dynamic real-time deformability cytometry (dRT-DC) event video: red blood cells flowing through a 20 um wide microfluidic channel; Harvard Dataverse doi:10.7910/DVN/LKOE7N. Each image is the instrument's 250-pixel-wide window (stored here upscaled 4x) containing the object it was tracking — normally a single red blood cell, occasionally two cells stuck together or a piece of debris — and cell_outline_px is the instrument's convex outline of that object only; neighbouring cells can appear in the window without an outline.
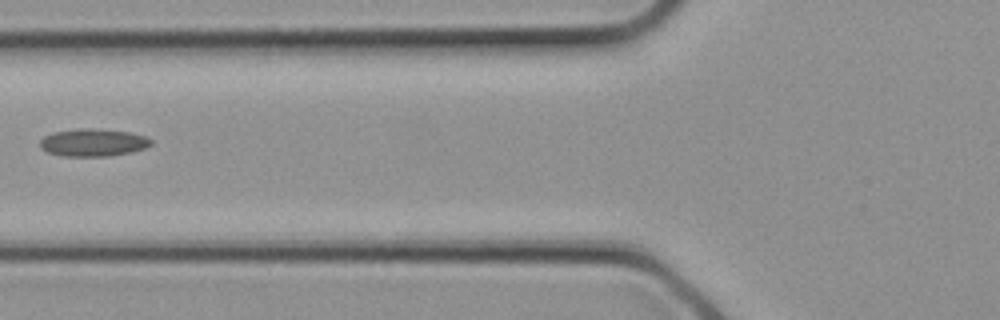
{"species": "common noctule bat (a hibernating species)", "species_latin": "Nyctalus noctula", "temperature_condition": "cold", "stored_images_in_passage": 4, "camera_frame_rate_fps": 3000, "um_per_image_px": 0.085, "animal": {"sex": "female", "body_mass_g": 21.9}, "frame": {"image": 1, "passage_image": 4, "time_ms": 1.0, "image_size_px": [1000, 320], "cell_outline_px": [[152, 144], [144, 148], [132, 152], [112, 156], [64, 156], [48, 152], [40, 148], [40, 140], [44, 136], [52, 132], [76, 128], [92, 128], [128, 132], [144, 136], [152, 140]], "centroid_in_image_um": [7.89, 12.11], "position_along_channel_um": 117.9, "area_um2": 17.92}}